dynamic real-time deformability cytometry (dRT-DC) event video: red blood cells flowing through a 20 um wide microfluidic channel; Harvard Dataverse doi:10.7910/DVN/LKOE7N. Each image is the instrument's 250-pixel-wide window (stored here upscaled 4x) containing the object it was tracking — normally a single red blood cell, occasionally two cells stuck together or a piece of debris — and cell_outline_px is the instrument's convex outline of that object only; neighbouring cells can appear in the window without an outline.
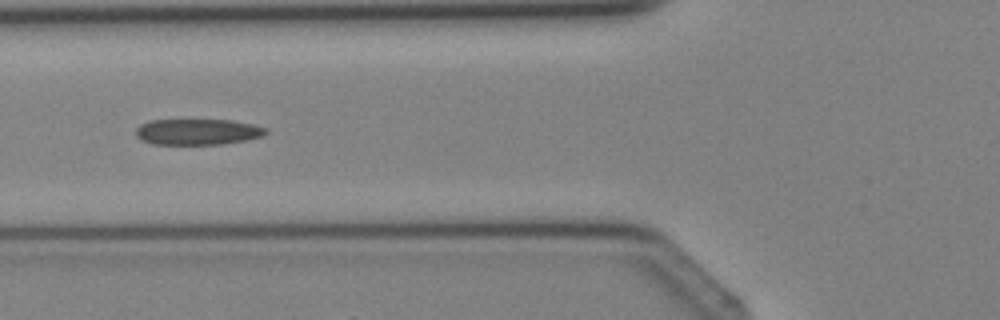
{"species": "Egyptian fruit bat (a non-hibernating species)", "species_latin": "Rousettus aegyptiacus", "temperature_condition": "cold", "stored_images_in_passage": 3, "camera_frame_rate_fps": 3000, "um_per_image_px": 0.085, "animal": {"sex": "female"}, "frame": {"image": 1, "passage_image": 3, "time_ms": 2.333, "image_size_px": [1000, 320], "cell_outline_px": [[268, 132], [260, 136], [248, 140], [224, 144], [152, 144], [140, 140], [136, 136], [136, 128], [140, 124], [148, 120], [232, 120], [252, 124], [268, 128]], "centroid_in_image_um": [16.78, 11.2], "position_along_channel_um": 109.0, "area_um2": 19.83}}